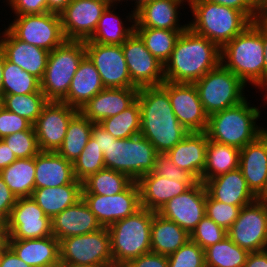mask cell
<instances>
[{"instance_id": "obj_41", "label": "cell", "mask_w": 267, "mask_h": 267, "mask_svg": "<svg viewBox=\"0 0 267 267\" xmlns=\"http://www.w3.org/2000/svg\"><path fill=\"white\" fill-rule=\"evenodd\" d=\"M100 125L116 139L140 134L141 113L138 100L119 114L103 119Z\"/></svg>"}, {"instance_id": "obj_51", "label": "cell", "mask_w": 267, "mask_h": 267, "mask_svg": "<svg viewBox=\"0 0 267 267\" xmlns=\"http://www.w3.org/2000/svg\"><path fill=\"white\" fill-rule=\"evenodd\" d=\"M15 15L43 14L48 11L47 0H7Z\"/></svg>"}, {"instance_id": "obj_45", "label": "cell", "mask_w": 267, "mask_h": 267, "mask_svg": "<svg viewBox=\"0 0 267 267\" xmlns=\"http://www.w3.org/2000/svg\"><path fill=\"white\" fill-rule=\"evenodd\" d=\"M2 140L14 152L17 159L32 158L40 152L33 126L29 130L7 135Z\"/></svg>"}, {"instance_id": "obj_2", "label": "cell", "mask_w": 267, "mask_h": 267, "mask_svg": "<svg viewBox=\"0 0 267 267\" xmlns=\"http://www.w3.org/2000/svg\"><path fill=\"white\" fill-rule=\"evenodd\" d=\"M221 63V49L187 27L164 64L167 82L194 83Z\"/></svg>"}, {"instance_id": "obj_29", "label": "cell", "mask_w": 267, "mask_h": 267, "mask_svg": "<svg viewBox=\"0 0 267 267\" xmlns=\"http://www.w3.org/2000/svg\"><path fill=\"white\" fill-rule=\"evenodd\" d=\"M207 144L206 132H189L167 153L179 168L189 172L202 182Z\"/></svg>"}, {"instance_id": "obj_34", "label": "cell", "mask_w": 267, "mask_h": 267, "mask_svg": "<svg viewBox=\"0 0 267 267\" xmlns=\"http://www.w3.org/2000/svg\"><path fill=\"white\" fill-rule=\"evenodd\" d=\"M31 197L52 219L82 198V184L35 188Z\"/></svg>"}, {"instance_id": "obj_1", "label": "cell", "mask_w": 267, "mask_h": 267, "mask_svg": "<svg viewBox=\"0 0 267 267\" xmlns=\"http://www.w3.org/2000/svg\"><path fill=\"white\" fill-rule=\"evenodd\" d=\"M141 113L140 134L157 152H167L189 131L176 118L168 93L161 86L141 87L137 94Z\"/></svg>"}, {"instance_id": "obj_11", "label": "cell", "mask_w": 267, "mask_h": 267, "mask_svg": "<svg viewBox=\"0 0 267 267\" xmlns=\"http://www.w3.org/2000/svg\"><path fill=\"white\" fill-rule=\"evenodd\" d=\"M7 29L19 40L47 51L60 46L66 39L60 14L15 15Z\"/></svg>"}, {"instance_id": "obj_33", "label": "cell", "mask_w": 267, "mask_h": 267, "mask_svg": "<svg viewBox=\"0 0 267 267\" xmlns=\"http://www.w3.org/2000/svg\"><path fill=\"white\" fill-rule=\"evenodd\" d=\"M151 252L170 255L190 240V234L157 212L151 223Z\"/></svg>"}, {"instance_id": "obj_20", "label": "cell", "mask_w": 267, "mask_h": 267, "mask_svg": "<svg viewBox=\"0 0 267 267\" xmlns=\"http://www.w3.org/2000/svg\"><path fill=\"white\" fill-rule=\"evenodd\" d=\"M108 5L100 0H72L60 13L66 40L87 41Z\"/></svg>"}, {"instance_id": "obj_24", "label": "cell", "mask_w": 267, "mask_h": 267, "mask_svg": "<svg viewBox=\"0 0 267 267\" xmlns=\"http://www.w3.org/2000/svg\"><path fill=\"white\" fill-rule=\"evenodd\" d=\"M214 200L236 206H246L256 200L240 168L218 175L204 183Z\"/></svg>"}, {"instance_id": "obj_25", "label": "cell", "mask_w": 267, "mask_h": 267, "mask_svg": "<svg viewBox=\"0 0 267 267\" xmlns=\"http://www.w3.org/2000/svg\"><path fill=\"white\" fill-rule=\"evenodd\" d=\"M188 0H153L135 12L134 27L184 31L188 24L180 25V6ZM178 10V11H177ZM179 15V16H178Z\"/></svg>"}, {"instance_id": "obj_55", "label": "cell", "mask_w": 267, "mask_h": 267, "mask_svg": "<svg viewBox=\"0 0 267 267\" xmlns=\"http://www.w3.org/2000/svg\"><path fill=\"white\" fill-rule=\"evenodd\" d=\"M0 267H32L21 260L9 247L3 253Z\"/></svg>"}, {"instance_id": "obj_42", "label": "cell", "mask_w": 267, "mask_h": 267, "mask_svg": "<svg viewBox=\"0 0 267 267\" xmlns=\"http://www.w3.org/2000/svg\"><path fill=\"white\" fill-rule=\"evenodd\" d=\"M40 80L9 62L4 56L2 93L3 95H25L40 90Z\"/></svg>"}, {"instance_id": "obj_65", "label": "cell", "mask_w": 267, "mask_h": 267, "mask_svg": "<svg viewBox=\"0 0 267 267\" xmlns=\"http://www.w3.org/2000/svg\"><path fill=\"white\" fill-rule=\"evenodd\" d=\"M4 54L0 51V92H2Z\"/></svg>"}, {"instance_id": "obj_50", "label": "cell", "mask_w": 267, "mask_h": 267, "mask_svg": "<svg viewBox=\"0 0 267 267\" xmlns=\"http://www.w3.org/2000/svg\"><path fill=\"white\" fill-rule=\"evenodd\" d=\"M33 125L25 118L3 108L0 111V139L7 135L29 130Z\"/></svg>"}, {"instance_id": "obj_48", "label": "cell", "mask_w": 267, "mask_h": 267, "mask_svg": "<svg viewBox=\"0 0 267 267\" xmlns=\"http://www.w3.org/2000/svg\"><path fill=\"white\" fill-rule=\"evenodd\" d=\"M226 236L227 231L205 215L191 232L190 240L204 250L210 245L220 242Z\"/></svg>"}, {"instance_id": "obj_67", "label": "cell", "mask_w": 267, "mask_h": 267, "mask_svg": "<svg viewBox=\"0 0 267 267\" xmlns=\"http://www.w3.org/2000/svg\"><path fill=\"white\" fill-rule=\"evenodd\" d=\"M4 108V95L0 92V111Z\"/></svg>"}, {"instance_id": "obj_3", "label": "cell", "mask_w": 267, "mask_h": 267, "mask_svg": "<svg viewBox=\"0 0 267 267\" xmlns=\"http://www.w3.org/2000/svg\"><path fill=\"white\" fill-rule=\"evenodd\" d=\"M260 115L259 107L251 106L247 97L238 105L209 115L205 132L209 140L241 150L267 130L256 123Z\"/></svg>"}, {"instance_id": "obj_66", "label": "cell", "mask_w": 267, "mask_h": 267, "mask_svg": "<svg viewBox=\"0 0 267 267\" xmlns=\"http://www.w3.org/2000/svg\"><path fill=\"white\" fill-rule=\"evenodd\" d=\"M100 1L105 2L107 5H113V6H116L118 3V0H100ZM115 3H116V5H115Z\"/></svg>"}, {"instance_id": "obj_52", "label": "cell", "mask_w": 267, "mask_h": 267, "mask_svg": "<svg viewBox=\"0 0 267 267\" xmlns=\"http://www.w3.org/2000/svg\"><path fill=\"white\" fill-rule=\"evenodd\" d=\"M16 201L17 197L0 176V221H8Z\"/></svg>"}, {"instance_id": "obj_22", "label": "cell", "mask_w": 267, "mask_h": 267, "mask_svg": "<svg viewBox=\"0 0 267 267\" xmlns=\"http://www.w3.org/2000/svg\"><path fill=\"white\" fill-rule=\"evenodd\" d=\"M139 88H104L90 99L79 112L93 123L115 116L137 100Z\"/></svg>"}, {"instance_id": "obj_27", "label": "cell", "mask_w": 267, "mask_h": 267, "mask_svg": "<svg viewBox=\"0 0 267 267\" xmlns=\"http://www.w3.org/2000/svg\"><path fill=\"white\" fill-rule=\"evenodd\" d=\"M82 184L74 175L73 163L57 152L40 151L35 156V188Z\"/></svg>"}, {"instance_id": "obj_28", "label": "cell", "mask_w": 267, "mask_h": 267, "mask_svg": "<svg viewBox=\"0 0 267 267\" xmlns=\"http://www.w3.org/2000/svg\"><path fill=\"white\" fill-rule=\"evenodd\" d=\"M141 207L158 212L173 197L190 187L181 181L157 175L154 171L141 176L137 181Z\"/></svg>"}, {"instance_id": "obj_7", "label": "cell", "mask_w": 267, "mask_h": 267, "mask_svg": "<svg viewBox=\"0 0 267 267\" xmlns=\"http://www.w3.org/2000/svg\"><path fill=\"white\" fill-rule=\"evenodd\" d=\"M86 56L84 41L65 40L49 52L40 88L48 101L62 102L82 59Z\"/></svg>"}, {"instance_id": "obj_17", "label": "cell", "mask_w": 267, "mask_h": 267, "mask_svg": "<svg viewBox=\"0 0 267 267\" xmlns=\"http://www.w3.org/2000/svg\"><path fill=\"white\" fill-rule=\"evenodd\" d=\"M78 112L64 102L48 101L33 124L40 151H58L69 122Z\"/></svg>"}, {"instance_id": "obj_19", "label": "cell", "mask_w": 267, "mask_h": 267, "mask_svg": "<svg viewBox=\"0 0 267 267\" xmlns=\"http://www.w3.org/2000/svg\"><path fill=\"white\" fill-rule=\"evenodd\" d=\"M206 197V187L198 181L184 193L170 199L157 213L191 234L206 215Z\"/></svg>"}, {"instance_id": "obj_44", "label": "cell", "mask_w": 267, "mask_h": 267, "mask_svg": "<svg viewBox=\"0 0 267 267\" xmlns=\"http://www.w3.org/2000/svg\"><path fill=\"white\" fill-rule=\"evenodd\" d=\"M104 168L102 149L91 136L79 157L73 162L74 175L78 181L83 182L90 175Z\"/></svg>"}, {"instance_id": "obj_70", "label": "cell", "mask_w": 267, "mask_h": 267, "mask_svg": "<svg viewBox=\"0 0 267 267\" xmlns=\"http://www.w3.org/2000/svg\"><path fill=\"white\" fill-rule=\"evenodd\" d=\"M5 249H0V262H1V258H2V253Z\"/></svg>"}, {"instance_id": "obj_13", "label": "cell", "mask_w": 267, "mask_h": 267, "mask_svg": "<svg viewBox=\"0 0 267 267\" xmlns=\"http://www.w3.org/2000/svg\"><path fill=\"white\" fill-rule=\"evenodd\" d=\"M121 46L131 81L137 88L164 83V65L148 51L135 31Z\"/></svg>"}, {"instance_id": "obj_61", "label": "cell", "mask_w": 267, "mask_h": 267, "mask_svg": "<svg viewBox=\"0 0 267 267\" xmlns=\"http://www.w3.org/2000/svg\"><path fill=\"white\" fill-rule=\"evenodd\" d=\"M72 0H47L49 12L60 14Z\"/></svg>"}, {"instance_id": "obj_31", "label": "cell", "mask_w": 267, "mask_h": 267, "mask_svg": "<svg viewBox=\"0 0 267 267\" xmlns=\"http://www.w3.org/2000/svg\"><path fill=\"white\" fill-rule=\"evenodd\" d=\"M104 88L98 70L86 55L80 62L78 70L71 81L67 96L62 102L80 110Z\"/></svg>"}, {"instance_id": "obj_38", "label": "cell", "mask_w": 267, "mask_h": 267, "mask_svg": "<svg viewBox=\"0 0 267 267\" xmlns=\"http://www.w3.org/2000/svg\"><path fill=\"white\" fill-rule=\"evenodd\" d=\"M132 182L127 174L104 168L82 182V194L114 195L124 191Z\"/></svg>"}, {"instance_id": "obj_8", "label": "cell", "mask_w": 267, "mask_h": 267, "mask_svg": "<svg viewBox=\"0 0 267 267\" xmlns=\"http://www.w3.org/2000/svg\"><path fill=\"white\" fill-rule=\"evenodd\" d=\"M157 151L141 134L116 139L109 133V145L104 149L105 168L127 174L133 181L154 171Z\"/></svg>"}, {"instance_id": "obj_6", "label": "cell", "mask_w": 267, "mask_h": 267, "mask_svg": "<svg viewBox=\"0 0 267 267\" xmlns=\"http://www.w3.org/2000/svg\"><path fill=\"white\" fill-rule=\"evenodd\" d=\"M155 213L141 207L108 227L113 266H124L130 260L151 252V223Z\"/></svg>"}, {"instance_id": "obj_53", "label": "cell", "mask_w": 267, "mask_h": 267, "mask_svg": "<svg viewBox=\"0 0 267 267\" xmlns=\"http://www.w3.org/2000/svg\"><path fill=\"white\" fill-rule=\"evenodd\" d=\"M124 267H168V256L149 252L130 260Z\"/></svg>"}, {"instance_id": "obj_32", "label": "cell", "mask_w": 267, "mask_h": 267, "mask_svg": "<svg viewBox=\"0 0 267 267\" xmlns=\"http://www.w3.org/2000/svg\"><path fill=\"white\" fill-rule=\"evenodd\" d=\"M113 5H108L99 19L97 28L92 37L84 42H94L107 45H122L127 38L134 32L135 13L131 11L126 16V21L130 23L126 26L119 14L114 10ZM130 25V26H129ZM126 26V27H125Z\"/></svg>"}, {"instance_id": "obj_46", "label": "cell", "mask_w": 267, "mask_h": 267, "mask_svg": "<svg viewBox=\"0 0 267 267\" xmlns=\"http://www.w3.org/2000/svg\"><path fill=\"white\" fill-rule=\"evenodd\" d=\"M168 267H205L204 250L189 240L176 252L168 255Z\"/></svg>"}, {"instance_id": "obj_59", "label": "cell", "mask_w": 267, "mask_h": 267, "mask_svg": "<svg viewBox=\"0 0 267 267\" xmlns=\"http://www.w3.org/2000/svg\"><path fill=\"white\" fill-rule=\"evenodd\" d=\"M262 35L264 47V90L267 88V25L257 23L255 20L251 23Z\"/></svg>"}, {"instance_id": "obj_15", "label": "cell", "mask_w": 267, "mask_h": 267, "mask_svg": "<svg viewBox=\"0 0 267 267\" xmlns=\"http://www.w3.org/2000/svg\"><path fill=\"white\" fill-rule=\"evenodd\" d=\"M82 199L102 227H109L141 208L140 191L133 181L124 191L114 195L82 194Z\"/></svg>"}, {"instance_id": "obj_56", "label": "cell", "mask_w": 267, "mask_h": 267, "mask_svg": "<svg viewBox=\"0 0 267 267\" xmlns=\"http://www.w3.org/2000/svg\"><path fill=\"white\" fill-rule=\"evenodd\" d=\"M91 136L96 140V143L99 148L102 149V152H104V149H107V146L109 145V132H107L100 123H93Z\"/></svg>"}, {"instance_id": "obj_57", "label": "cell", "mask_w": 267, "mask_h": 267, "mask_svg": "<svg viewBox=\"0 0 267 267\" xmlns=\"http://www.w3.org/2000/svg\"><path fill=\"white\" fill-rule=\"evenodd\" d=\"M243 267H267V249L249 252Z\"/></svg>"}, {"instance_id": "obj_62", "label": "cell", "mask_w": 267, "mask_h": 267, "mask_svg": "<svg viewBox=\"0 0 267 267\" xmlns=\"http://www.w3.org/2000/svg\"><path fill=\"white\" fill-rule=\"evenodd\" d=\"M7 229L6 223L0 221V249H6L7 246Z\"/></svg>"}, {"instance_id": "obj_36", "label": "cell", "mask_w": 267, "mask_h": 267, "mask_svg": "<svg viewBox=\"0 0 267 267\" xmlns=\"http://www.w3.org/2000/svg\"><path fill=\"white\" fill-rule=\"evenodd\" d=\"M0 176L17 198L31 197L35 189V157L15 160L0 170Z\"/></svg>"}, {"instance_id": "obj_12", "label": "cell", "mask_w": 267, "mask_h": 267, "mask_svg": "<svg viewBox=\"0 0 267 267\" xmlns=\"http://www.w3.org/2000/svg\"><path fill=\"white\" fill-rule=\"evenodd\" d=\"M227 236L248 252L267 249V206L256 200L243 206Z\"/></svg>"}, {"instance_id": "obj_69", "label": "cell", "mask_w": 267, "mask_h": 267, "mask_svg": "<svg viewBox=\"0 0 267 267\" xmlns=\"http://www.w3.org/2000/svg\"><path fill=\"white\" fill-rule=\"evenodd\" d=\"M263 91L266 92V93H265L266 95H264V97H265V98H264V102H265V100H266V103H267V88H266L265 90H263Z\"/></svg>"}, {"instance_id": "obj_4", "label": "cell", "mask_w": 267, "mask_h": 267, "mask_svg": "<svg viewBox=\"0 0 267 267\" xmlns=\"http://www.w3.org/2000/svg\"><path fill=\"white\" fill-rule=\"evenodd\" d=\"M188 5L194 18L188 27L220 49L252 23L240 10L207 0H188Z\"/></svg>"}, {"instance_id": "obj_23", "label": "cell", "mask_w": 267, "mask_h": 267, "mask_svg": "<svg viewBox=\"0 0 267 267\" xmlns=\"http://www.w3.org/2000/svg\"><path fill=\"white\" fill-rule=\"evenodd\" d=\"M52 234L64 238L89 234L103 228L88 205L81 198L51 219Z\"/></svg>"}, {"instance_id": "obj_21", "label": "cell", "mask_w": 267, "mask_h": 267, "mask_svg": "<svg viewBox=\"0 0 267 267\" xmlns=\"http://www.w3.org/2000/svg\"><path fill=\"white\" fill-rule=\"evenodd\" d=\"M4 30L2 36L0 33V51L5 58L41 80L47 66L49 51L17 39L7 28Z\"/></svg>"}, {"instance_id": "obj_47", "label": "cell", "mask_w": 267, "mask_h": 267, "mask_svg": "<svg viewBox=\"0 0 267 267\" xmlns=\"http://www.w3.org/2000/svg\"><path fill=\"white\" fill-rule=\"evenodd\" d=\"M242 207L219 202L207 194L205 214L227 231L238 218Z\"/></svg>"}, {"instance_id": "obj_30", "label": "cell", "mask_w": 267, "mask_h": 267, "mask_svg": "<svg viewBox=\"0 0 267 267\" xmlns=\"http://www.w3.org/2000/svg\"><path fill=\"white\" fill-rule=\"evenodd\" d=\"M239 168L248 187L257 195L267 178V130L240 150Z\"/></svg>"}, {"instance_id": "obj_9", "label": "cell", "mask_w": 267, "mask_h": 267, "mask_svg": "<svg viewBox=\"0 0 267 267\" xmlns=\"http://www.w3.org/2000/svg\"><path fill=\"white\" fill-rule=\"evenodd\" d=\"M205 113L209 116L240 104L246 84L221 63L194 82Z\"/></svg>"}, {"instance_id": "obj_18", "label": "cell", "mask_w": 267, "mask_h": 267, "mask_svg": "<svg viewBox=\"0 0 267 267\" xmlns=\"http://www.w3.org/2000/svg\"><path fill=\"white\" fill-rule=\"evenodd\" d=\"M161 87L168 93L174 114L180 124L189 132H205L208 125V115L194 83L167 82Z\"/></svg>"}, {"instance_id": "obj_10", "label": "cell", "mask_w": 267, "mask_h": 267, "mask_svg": "<svg viewBox=\"0 0 267 267\" xmlns=\"http://www.w3.org/2000/svg\"><path fill=\"white\" fill-rule=\"evenodd\" d=\"M61 266L113 267L111 239L107 227L59 241Z\"/></svg>"}, {"instance_id": "obj_14", "label": "cell", "mask_w": 267, "mask_h": 267, "mask_svg": "<svg viewBox=\"0 0 267 267\" xmlns=\"http://www.w3.org/2000/svg\"><path fill=\"white\" fill-rule=\"evenodd\" d=\"M6 229L7 239H39L53 235L51 218L32 197L17 198Z\"/></svg>"}, {"instance_id": "obj_40", "label": "cell", "mask_w": 267, "mask_h": 267, "mask_svg": "<svg viewBox=\"0 0 267 267\" xmlns=\"http://www.w3.org/2000/svg\"><path fill=\"white\" fill-rule=\"evenodd\" d=\"M148 51L163 65L168 61L182 31L134 27Z\"/></svg>"}, {"instance_id": "obj_37", "label": "cell", "mask_w": 267, "mask_h": 267, "mask_svg": "<svg viewBox=\"0 0 267 267\" xmlns=\"http://www.w3.org/2000/svg\"><path fill=\"white\" fill-rule=\"evenodd\" d=\"M92 124L93 122L78 112L69 122L63 143L57 153L73 163L91 137Z\"/></svg>"}, {"instance_id": "obj_60", "label": "cell", "mask_w": 267, "mask_h": 267, "mask_svg": "<svg viewBox=\"0 0 267 267\" xmlns=\"http://www.w3.org/2000/svg\"><path fill=\"white\" fill-rule=\"evenodd\" d=\"M255 21L267 25V0H257V14Z\"/></svg>"}, {"instance_id": "obj_16", "label": "cell", "mask_w": 267, "mask_h": 267, "mask_svg": "<svg viewBox=\"0 0 267 267\" xmlns=\"http://www.w3.org/2000/svg\"><path fill=\"white\" fill-rule=\"evenodd\" d=\"M105 88H137L131 81L121 45L84 42Z\"/></svg>"}, {"instance_id": "obj_64", "label": "cell", "mask_w": 267, "mask_h": 267, "mask_svg": "<svg viewBox=\"0 0 267 267\" xmlns=\"http://www.w3.org/2000/svg\"><path fill=\"white\" fill-rule=\"evenodd\" d=\"M127 2L128 0H118V3L120 2ZM132 2L134 1L135 7L133 6V12L135 13L136 11H138L144 4L148 3L149 1H153V0H131Z\"/></svg>"}, {"instance_id": "obj_49", "label": "cell", "mask_w": 267, "mask_h": 267, "mask_svg": "<svg viewBox=\"0 0 267 267\" xmlns=\"http://www.w3.org/2000/svg\"><path fill=\"white\" fill-rule=\"evenodd\" d=\"M154 172L162 177L185 182L189 187H192L198 182L192 174L182 168H179L170 159L167 152H157Z\"/></svg>"}, {"instance_id": "obj_43", "label": "cell", "mask_w": 267, "mask_h": 267, "mask_svg": "<svg viewBox=\"0 0 267 267\" xmlns=\"http://www.w3.org/2000/svg\"><path fill=\"white\" fill-rule=\"evenodd\" d=\"M48 103L41 89L25 95H4V108L28 120L32 125L38 119L43 107Z\"/></svg>"}, {"instance_id": "obj_26", "label": "cell", "mask_w": 267, "mask_h": 267, "mask_svg": "<svg viewBox=\"0 0 267 267\" xmlns=\"http://www.w3.org/2000/svg\"><path fill=\"white\" fill-rule=\"evenodd\" d=\"M7 246L32 267H61L59 240L54 235L39 239H7Z\"/></svg>"}, {"instance_id": "obj_68", "label": "cell", "mask_w": 267, "mask_h": 267, "mask_svg": "<svg viewBox=\"0 0 267 267\" xmlns=\"http://www.w3.org/2000/svg\"><path fill=\"white\" fill-rule=\"evenodd\" d=\"M61 267H104V266L81 265V266H61Z\"/></svg>"}, {"instance_id": "obj_63", "label": "cell", "mask_w": 267, "mask_h": 267, "mask_svg": "<svg viewBox=\"0 0 267 267\" xmlns=\"http://www.w3.org/2000/svg\"><path fill=\"white\" fill-rule=\"evenodd\" d=\"M256 201L267 206V178H266L264 187L256 195Z\"/></svg>"}, {"instance_id": "obj_5", "label": "cell", "mask_w": 267, "mask_h": 267, "mask_svg": "<svg viewBox=\"0 0 267 267\" xmlns=\"http://www.w3.org/2000/svg\"><path fill=\"white\" fill-rule=\"evenodd\" d=\"M221 64L246 85L264 89V47L261 33L251 24L221 48Z\"/></svg>"}, {"instance_id": "obj_58", "label": "cell", "mask_w": 267, "mask_h": 267, "mask_svg": "<svg viewBox=\"0 0 267 267\" xmlns=\"http://www.w3.org/2000/svg\"><path fill=\"white\" fill-rule=\"evenodd\" d=\"M15 160H17V157L14 152L2 139H0V170L9 166Z\"/></svg>"}, {"instance_id": "obj_54", "label": "cell", "mask_w": 267, "mask_h": 267, "mask_svg": "<svg viewBox=\"0 0 267 267\" xmlns=\"http://www.w3.org/2000/svg\"><path fill=\"white\" fill-rule=\"evenodd\" d=\"M243 12L251 21L257 14V0H207Z\"/></svg>"}, {"instance_id": "obj_39", "label": "cell", "mask_w": 267, "mask_h": 267, "mask_svg": "<svg viewBox=\"0 0 267 267\" xmlns=\"http://www.w3.org/2000/svg\"><path fill=\"white\" fill-rule=\"evenodd\" d=\"M249 252L235 244L228 236L204 249L205 266L243 267Z\"/></svg>"}, {"instance_id": "obj_35", "label": "cell", "mask_w": 267, "mask_h": 267, "mask_svg": "<svg viewBox=\"0 0 267 267\" xmlns=\"http://www.w3.org/2000/svg\"><path fill=\"white\" fill-rule=\"evenodd\" d=\"M240 150L208 139L202 182L239 168Z\"/></svg>"}]
</instances>
